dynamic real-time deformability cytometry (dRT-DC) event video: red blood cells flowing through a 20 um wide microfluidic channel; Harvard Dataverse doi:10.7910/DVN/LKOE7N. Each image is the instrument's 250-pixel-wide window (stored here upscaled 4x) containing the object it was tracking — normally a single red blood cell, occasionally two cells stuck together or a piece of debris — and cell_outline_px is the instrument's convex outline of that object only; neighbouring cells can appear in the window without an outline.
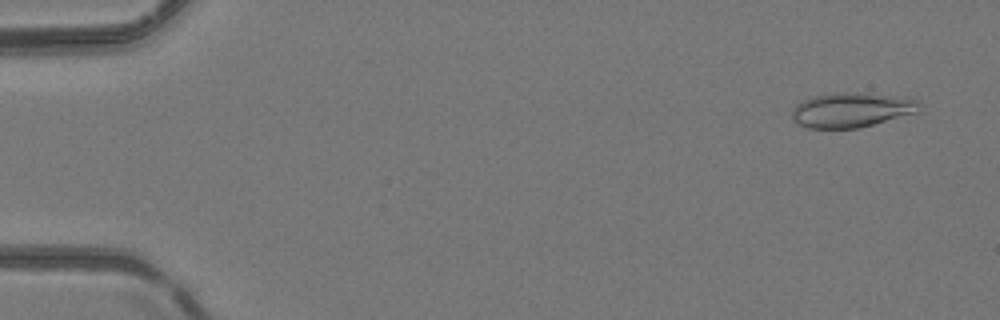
{"species": "common noctule bat (a hibernating species)", "species_latin": "Nyctalus noctula", "temperature_condition": "room temperature", "stored_images_in_passage": 7, "camera_frame_rate_fps": 3000, "um_per_image_px": 0.085, "animal": {"sex": "female", "body_mass_g": 24.6, "forearm_length_mm": 56.2}, "frame": {"image": 1, "passage_image": 1, "time_ms": 0.0, "image_size_px": [1000, 320], "cell_outline_px": [[924, 104], [916, 112], [872, 124], [856, 128], [808, 128], [800, 124], [792, 116], [792, 108], [796, 104], [804, 100], [816, 96], [844, 92], [856, 92], [908, 96]], "centroid_in_image_um": [72.44, 9.32], "position_along_channel_um": 12.6, "area_um2": 25.61}}
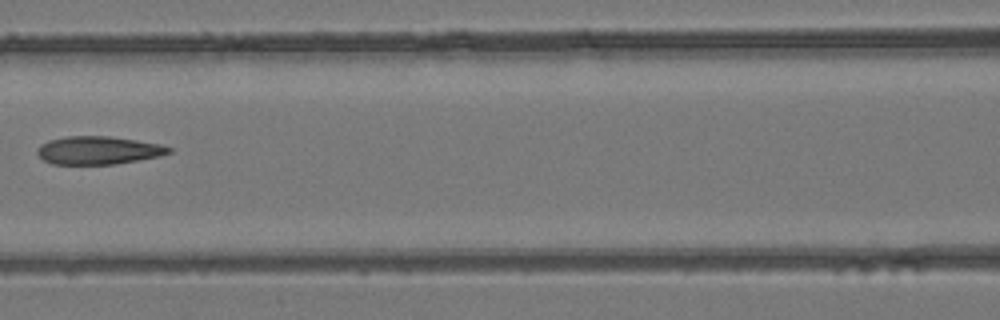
{"frame": {"image": 2, "passage_image": 6, "time_ms": 6.667, "image_size_px": [1000, 320], "cell_outline_px": [[172, 152], [160, 156], [116, 164], [52, 164], [44, 160], [36, 152], [36, 148], [40, 144], [48, 140], [68, 136], [108, 136], [136, 140], [160, 144], [172, 148]], "centroid_in_image_um": [8.34, 12.77], "position_along_channel_um": 158.3, "area_um2": 21.56}}
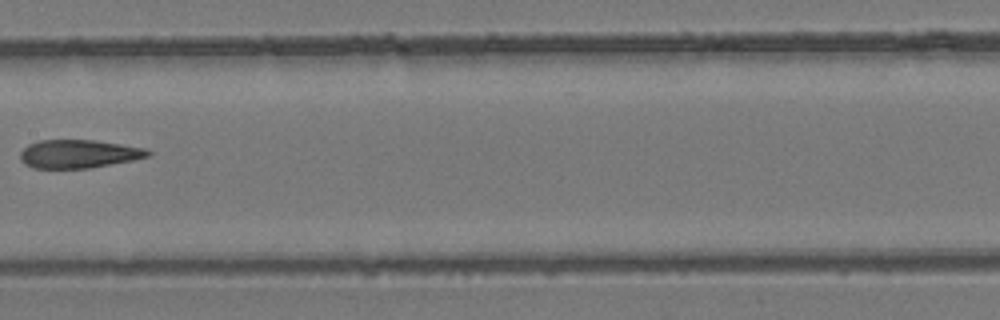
{"frame": {"image": 3, "passage_image": 7, "time_ms": 7.667, "image_size_px": [1000, 320], "cell_outline_px": [[152, 156], [132, 160], [88, 168], [32, 168], [24, 164], [20, 160], [20, 152], [28, 144], [40, 140], [92, 140], [120, 144], [144, 148], [152, 152]], "centroid_in_image_um": [6.66, 13.08], "position_along_channel_um": 200.7, "area_um2": 21.04}}